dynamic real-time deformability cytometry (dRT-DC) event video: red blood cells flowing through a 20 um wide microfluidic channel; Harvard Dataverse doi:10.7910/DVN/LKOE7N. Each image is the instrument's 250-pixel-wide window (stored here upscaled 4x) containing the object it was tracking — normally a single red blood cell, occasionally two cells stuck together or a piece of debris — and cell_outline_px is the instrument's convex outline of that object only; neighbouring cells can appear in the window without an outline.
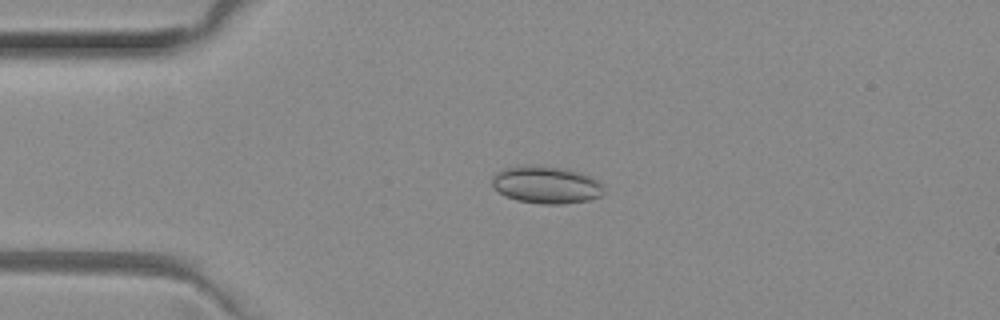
{"species": "common noctule bat (a hibernating species)", "species_latin": "Nyctalus noctula", "temperature_condition": "room temperature", "stored_images_in_passage": 51, "camera_frame_rate_fps": 3000, "um_per_image_px": 0.085, "animal": {"sex": "female", "body_mass_g": 29.2, "forearm_length_mm": 56.3}, "frame": {"image": 1, "passage_image": 12, "time_ms": 3.667, "image_size_px": [1000, 320], "cell_outline_px": [[604, 192], [600, 196], [592, 200], [560, 204], [540, 204], [516, 200], [500, 192], [492, 184], [492, 176], [496, 172], [504, 168], [528, 164], [564, 168], [580, 172], [592, 176], [600, 180], [604, 184]], "centroid_in_image_um": [46.48, 15.7], "position_along_channel_um": 38.5, "area_um2": 24.68}}
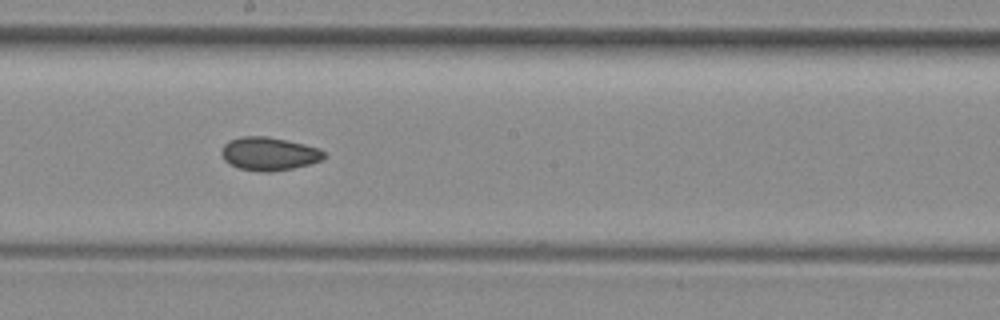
{"frame": {"image": 2, "passage_image": 28, "time_ms": 9.0, "image_size_px": [1000, 320], "cell_outline_px": [[328, 156], [324, 160], [292, 168], [268, 172], [264, 172], [240, 168], [228, 164], [224, 160], [220, 152], [224, 144], [240, 136], [268, 136], [304, 144], [320, 148]], "centroid_in_image_um": [22.88, 13.06], "position_along_channel_um": 225.3, "area_um2": 19.94}}
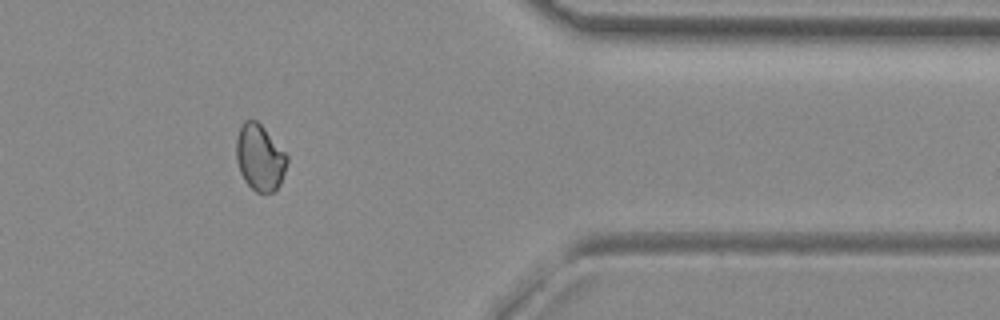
{"frame": {"image": 3, "passage_image": 42, "time_ms": 13.667, "image_size_px": [1000, 320], "cell_outline_px": [[288, 160], [280, 184], [272, 192], [256, 192], [244, 180], [240, 172], [236, 160], [236, 140], [240, 128], [244, 120], [256, 120], [264, 128], [288, 156]], "centroid_in_image_um": [22.07, 13.39], "position_along_channel_um": 389.3, "area_um2": 19.36}, "authors_computed_cell_mechanics": {"area_um2": 19.9988, "velocity_mm_per_s": 4.0293, "shape_relaxation_time_tau1_ms": null, "shape_relaxation_time_tau2_ms": 2.8028, "deformation_change_tau1": null, "deformation_change_tau2": 0.0639}}